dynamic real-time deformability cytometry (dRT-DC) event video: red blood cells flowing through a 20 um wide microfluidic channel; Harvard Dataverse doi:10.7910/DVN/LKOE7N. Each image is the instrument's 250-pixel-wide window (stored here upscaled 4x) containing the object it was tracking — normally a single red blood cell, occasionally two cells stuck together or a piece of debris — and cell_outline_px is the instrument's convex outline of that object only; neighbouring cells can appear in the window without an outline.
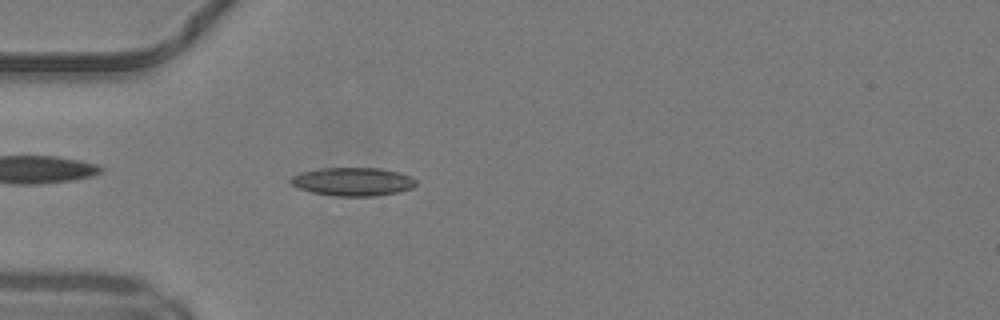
{"species": "common noctule bat (a hibernating species)", "species_latin": "Nyctalus noctula", "temperature_condition": "warm", "stored_images_in_passage": 38, "camera_frame_rate_fps": 3000, "um_per_image_px": 0.085, "animal": {"sex": "male", "body_mass_g": 19.2, "forearm_length_mm": 51.8}, "frame": {"image": 1, "passage_image": 4, "time_ms": 1.0, "image_size_px": [1000, 320], "cell_outline_px": [[416, 184], [412, 188], [400, 192], [376, 196], [336, 196], [312, 192], [300, 188], [292, 184], [288, 180], [292, 176], [304, 172], [320, 168], [380, 168], [400, 172], [416, 180]], "centroid_in_image_um": [30.02, 15.44], "position_along_channel_um": 55.0, "area_um2": 20.63}}
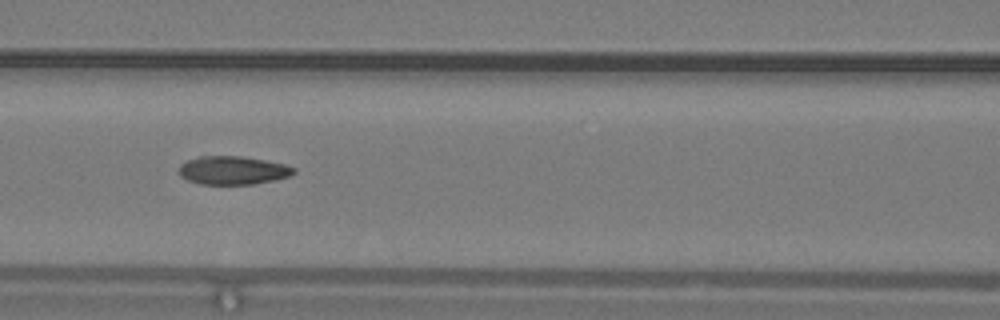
{"frame": {"image": 2, "passage_image": 11, "time_ms": 3.333, "image_size_px": [1000, 320], "cell_outline_px": [[296, 172], [288, 176], [272, 180], [252, 184], [200, 184], [188, 180], [180, 176], [180, 164], [188, 160], [200, 156], [240, 156], [264, 160], [284, 164], [296, 168]], "centroid_in_image_um": [19.78, 14.47], "position_along_channel_um": 146.8, "area_um2": 18.79}}
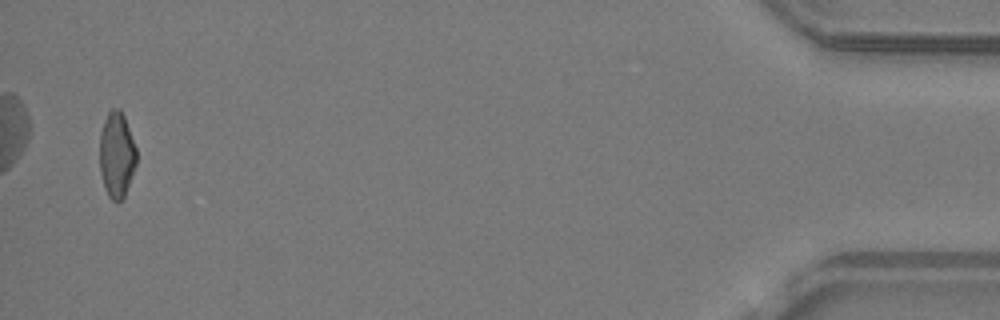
{"frame": {"image": 3, "passage_image": 37, "time_ms": 12.0, "image_size_px": [1000, 320], "cell_outline_px": [[136, 164], [124, 196], [116, 204], [108, 196], [100, 172], [100, 132], [104, 120], [108, 112], [112, 108], [120, 108], [124, 116], [136, 148]], "centroid_in_image_um": [9.91, 13.14], "position_along_channel_um": 425.3, "area_um2": 18.26}, "authors_computed_cell_mechanics": {"area_um2": 19.4208, "velocity_mm_per_s": 4.2295, "shape_relaxation_time_tau1_ms": 5.7391, "shape_relaxation_time_tau2_ms": 2.2651, "deformation_change_tau1": 0.205, "deformation_change_tau2": 0.095}}